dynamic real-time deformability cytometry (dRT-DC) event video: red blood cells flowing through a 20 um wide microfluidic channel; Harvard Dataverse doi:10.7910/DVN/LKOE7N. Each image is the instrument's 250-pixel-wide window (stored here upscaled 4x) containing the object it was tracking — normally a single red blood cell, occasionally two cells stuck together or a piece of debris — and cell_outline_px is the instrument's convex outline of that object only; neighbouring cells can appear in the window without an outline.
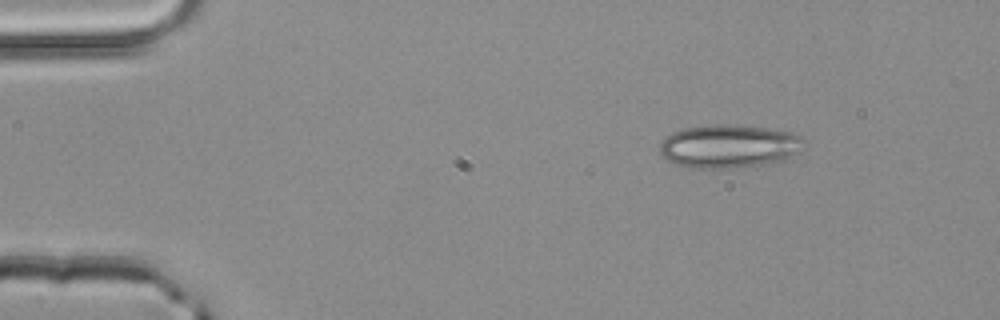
{"species": "common noctule bat (a hibernating species)", "species_latin": "Nyctalus noctula", "temperature_condition": "room temperature", "stored_images_in_passage": 3, "segment_of_instrument_passage": [2, 2], "camera_frame_rate_fps": 3000, "um_per_image_px": 0.085, "animal": {"sex": "male", "body_mass_g": 20.4}, "frame": {"image": 1, "passage_image": 3, "time_ms": 0.667, "image_size_px": [1000, 320], "cell_outline_px": [[804, 140], [800, 152], [784, 160], [768, 164], [744, 168], [688, 168], [664, 160], [660, 152], [660, 144], [672, 132], [684, 128], [712, 124], [728, 124], [768, 128], [792, 132], [800, 136]], "centroid_in_image_um": [61.97, 12.45], "position_along_channel_um": 23.0, "area_um2": 36.93}}